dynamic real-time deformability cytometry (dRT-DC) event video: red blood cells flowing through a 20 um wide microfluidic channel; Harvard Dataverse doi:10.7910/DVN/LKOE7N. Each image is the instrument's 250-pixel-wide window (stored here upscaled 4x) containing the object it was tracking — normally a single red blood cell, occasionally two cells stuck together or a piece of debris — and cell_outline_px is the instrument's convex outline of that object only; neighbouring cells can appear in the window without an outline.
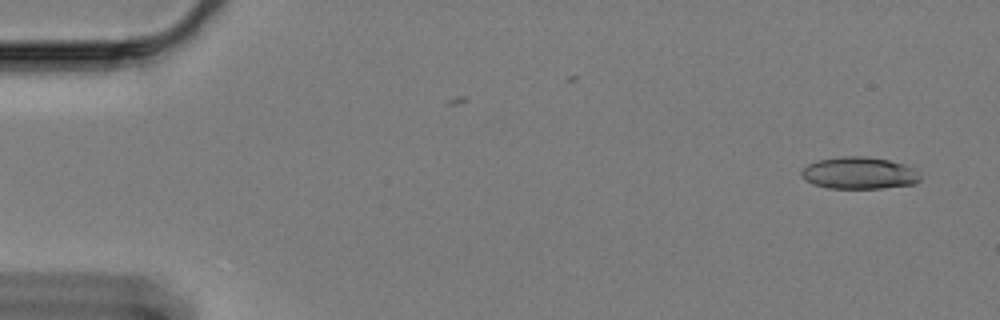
{"species": "Egyptian fruit bat (a non-hibernating species)", "species_latin": "Rousettus aegyptiacus", "temperature_condition": "cold", "stored_images_in_passage": 58, "camera_frame_rate_fps": 3000, "um_per_image_px": 0.085, "animal": {"sex": "female"}, "frame": {"image": 1, "passage_image": 2, "time_ms": 0.333, "image_size_px": [1000, 320], "cell_outline_px": [[920, 180], [916, 184], [880, 188], [828, 188], [812, 184], [804, 180], [800, 176], [800, 172], [808, 164], [820, 160], [840, 156], [864, 156], [888, 160], [904, 164], [920, 172]], "centroid_in_image_um": [73.02, 14.71], "position_along_channel_um": 12.0, "area_um2": 22.25}}
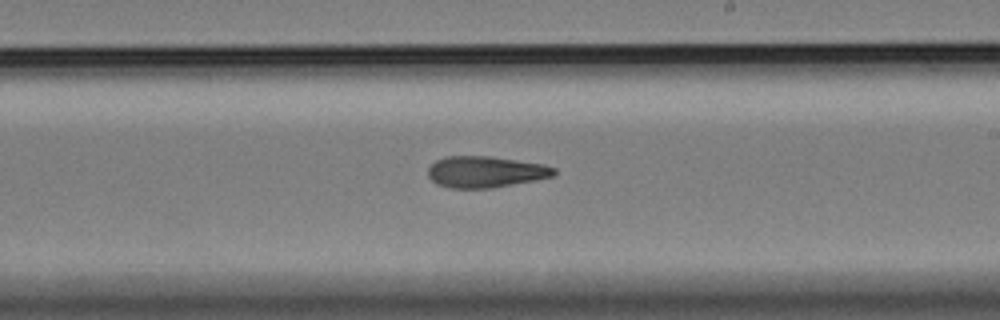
{"frame": {"image": 2, "passage_image": 34, "time_ms": 11.0, "image_size_px": [1000, 320], "cell_outline_px": [[556, 172], [552, 176], [536, 180], [492, 188], [448, 188], [436, 184], [428, 176], [428, 168], [436, 160], [448, 156], [488, 156], [544, 164], [556, 168]], "centroid_in_image_um": [41.25, 14.61], "position_along_channel_um": 247.7, "area_um2": 23.0}}
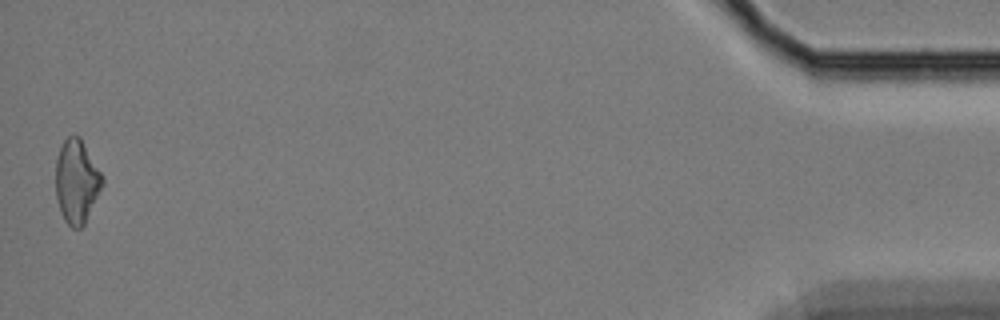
{"frame": {"image": 3, "passage_image": 58, "time_ms": 19.0, "image_size_px": [1000, 320], "cell_outline_px": [[104, 184], [84, 224], [80, 228], [72, 228], [64, 220], [60, 212], [56, 196], [56, 160], [60, 148], [64, 140], [68, 136], [80, 136], [104, 176]], "centroid_in_image_um": [6.53, 15.42], "position_along_channel_um": 428.7, "area_um2": 22.83}, "authors_computed_cell_mechanics": {"area_um2": 23.0622, "velocity_mm_per_s": 3.3578, "shape_relaxation_time_tau1_ms": null, "shape_relaxation_time_tau2_ms": 7.6351, "deformation_change_tau1": null, "deformation_change_tau2": 0.1781}}